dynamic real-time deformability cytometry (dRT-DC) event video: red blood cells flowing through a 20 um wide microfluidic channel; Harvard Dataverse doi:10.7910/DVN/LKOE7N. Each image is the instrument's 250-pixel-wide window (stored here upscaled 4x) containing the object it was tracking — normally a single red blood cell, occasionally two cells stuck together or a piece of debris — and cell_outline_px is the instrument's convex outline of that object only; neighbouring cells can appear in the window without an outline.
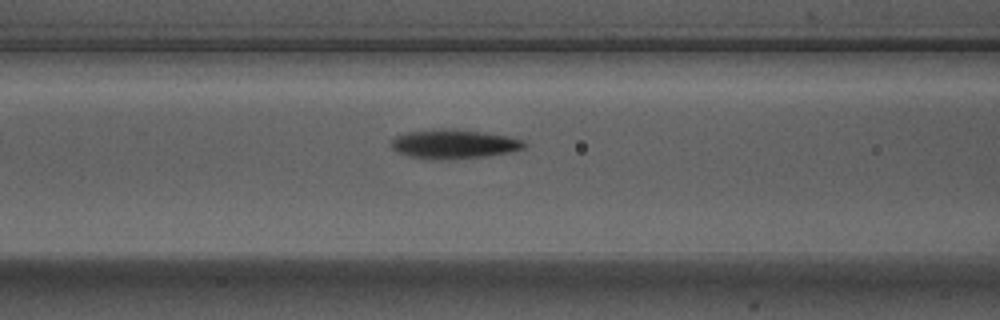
{"species": "Egyptian fruit bat (a non-hibernating species)", "species_latin": "Rousettus aegyptiacus", "temperature_condition": "warm", "stored_images_in_passage": 28, "camera_frame_rate_fps": 3000, "um_per_image_px": 0.085, "animal": {"sex": "male"}, "frame": {"image": 1, "passage_image": 5, "time_ms": 1.333, "image_size_px": [1000, 320], "cell_outline_px": [[528, 144], [524, 148], [512, 152], [484, 156], [432, 160], [408, 156], [396, 152], [392, 148], [392, 140], [396, 136], [404, 132], [440, 128], [448, 128], [484, 132], [508, 136], [524, 140]], "centroid_in_image_um": [38.58, 12.23], "position_along_channel_um": 128.0, "area_um2": 22.77}}
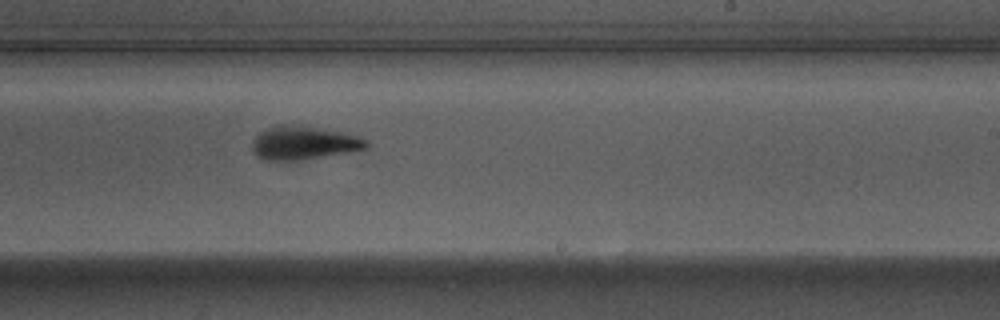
{"frame": {"image": 2, "passage_image": 16, "time_ms": 5.0, "image_size_px": [1000, 320], "cell_outline_px": [[372, 144], [368, 148], [348, 152], [296, 160], [268, 160], [256, 156], [252, 152], [252, 144], [256, 136], [264, 128], [312, 128], [344, 132], [360, 136]], "centroid_in_image_um": [25.87, 12.19], "position_along_channel_um": 263.1, "area_um2": 21.27}}
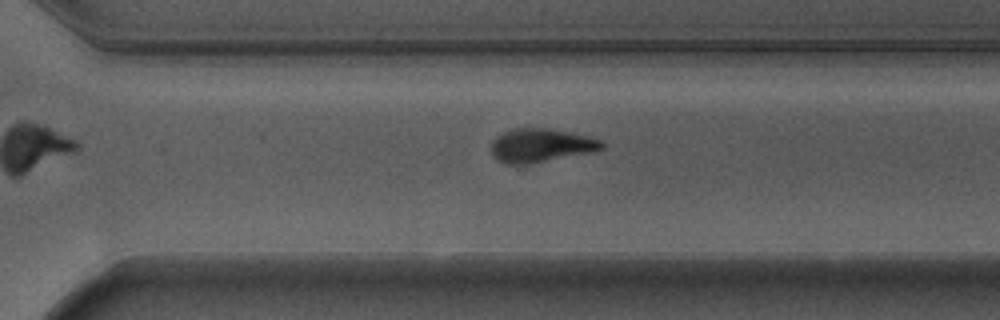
{"frame": {"image": 3, "passage_image": 21, "time_ms": 6.667, "image_size_px": [1000, 320], "cell_outline_px": [[604, 148], [588, 152], [532, 164], [504, 164], [492, 156], [492, 140], [496, 136], [512, 128], [548, 128], [588, 136], [600, 140], [604, 144]], "centroid_in_image_um": [45.92, 12.36], "position_along_channel_um": 324.7, "area_um2": 21.56}}